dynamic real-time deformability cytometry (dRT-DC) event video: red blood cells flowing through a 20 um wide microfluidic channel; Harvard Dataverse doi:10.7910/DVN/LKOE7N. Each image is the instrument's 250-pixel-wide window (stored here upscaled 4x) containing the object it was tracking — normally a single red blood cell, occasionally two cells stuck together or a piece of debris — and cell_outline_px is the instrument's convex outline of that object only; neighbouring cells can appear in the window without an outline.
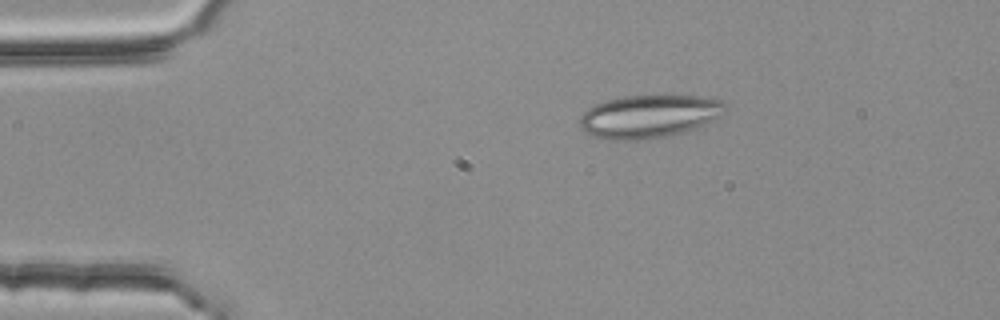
{"species": "common noctule bat (a hibernating species)", "species_latin": "Nyctalus noctula", "temperature_condition": "room temperature", "stored_images_in_passage": 4, "camera_frame_rate_fps": 3000, "um_per_image_px": 0.085, "animal": {"sex": "female", "body_mass_g": 25.1}, "frame": {"image": 1, "passage_image": 1, "time_ms": 0.0, "image_size_px": [1000, 320], "cell_outline_px": [[728, 108], [712, 124], [684, 132], [668, 136], [640, 140], [608, 140], [592, 136], [584, 132], [580, 128], [580, 116], [588, 108], [596, 104], [608, 100], [624, 96], [700, 96], [720, 100], [728, 104]], "centroid_in_image_um": [55.22, 9.91], "position_along_channel_um": 29.8, "area_um2": 36.99}}
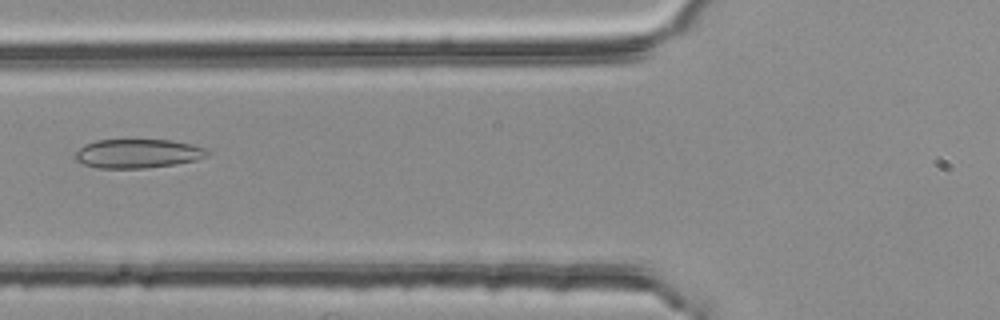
{"frame": {"image": 2, "passage_image": 4, "time_ms": 1.0, "image_size_px": [1000, 320], "cell_outline_px": [[212, 152], [196, 160], [176, 164], [144, 168], [100, 168], [84, 164], [76, 160], [76, 152], [84, 144], [96, 140], [172, 140], [204, 148]], "centroid_in_image_um": [11.7, 13.05], "position_along_channel_um": 114.1, "area_um2": 22.08}}